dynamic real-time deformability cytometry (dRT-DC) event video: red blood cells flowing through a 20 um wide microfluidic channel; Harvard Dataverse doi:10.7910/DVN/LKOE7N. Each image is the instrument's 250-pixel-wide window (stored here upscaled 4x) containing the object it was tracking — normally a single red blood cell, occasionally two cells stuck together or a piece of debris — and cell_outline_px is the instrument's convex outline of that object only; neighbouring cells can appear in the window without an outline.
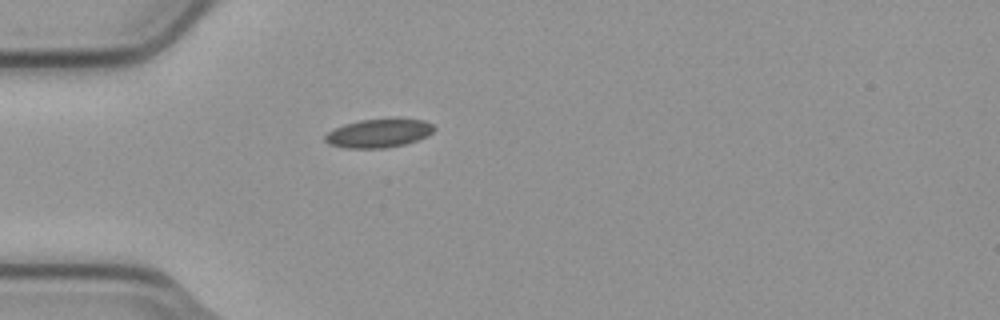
{"species": "common noctule bat (a hibernating species)", "species_latin": "Nyctalus noctula", "temperature_condition": "cold", "stored_images_in_passage": 1, "camera_frame_rate_fps": 3000, "um_per_image_px": 0.085, "animal": {"sex": "male", "body_mass_g": 23.1, "forearm_length_mm": 52.7}, "frame": {"image": 1, "passage_image": 1, "time_ms": 0.0, "image_size_px": [1000, 320], "cell_outline_px": [[436, 128], [432, 132], [416, 140], [404, 144], [384, 148], [344, 148], [328, 144], [324, 140], [324, 136], [328, 132], [344, 124], [360, 120], [392, 116], [400, 116], [424, 120], [432, 124]], "centroid_in_image_um": [32.2, 11.27], "position_along_channel_um": 52.8, "area_um2": 18.73}}